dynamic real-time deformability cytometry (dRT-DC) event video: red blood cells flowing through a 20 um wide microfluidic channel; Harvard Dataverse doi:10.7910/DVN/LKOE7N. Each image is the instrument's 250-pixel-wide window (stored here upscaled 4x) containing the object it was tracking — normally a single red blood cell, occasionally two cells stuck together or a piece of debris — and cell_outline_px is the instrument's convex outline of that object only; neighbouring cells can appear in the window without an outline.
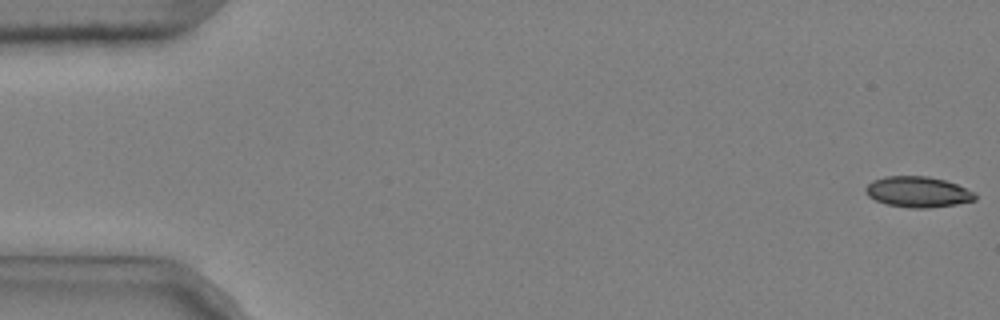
{"species": "common noctule bat (a hibernating species)", "species_latin": "Nyctalus noctula", "temperature_condition": "cold", "stored_images_in_passage": 52, "camera_frame_rate_fps": 3000, "um_per_image_px": 0.085, "animal": {"sex": "male", "body_mass_g": 20.4}, "frame": {"image": 1, "passage_image": 1, "time_ms": 0.0, "image_size_px": [1000, 320], "cell_outline_px": [[976, 200], [956, 204], [928, 208], [912, 208], [888, 204], [876, 200], [868, 196], [864, 192], [864, 188], [872, 180], [884, 176], [928, 176], [944, 180], [956, 184], [976, 192]], "centroid_in_image_um": [78.01, 16.3], "position_along_channel_um": 7.0, "area_um2": 19.65}}
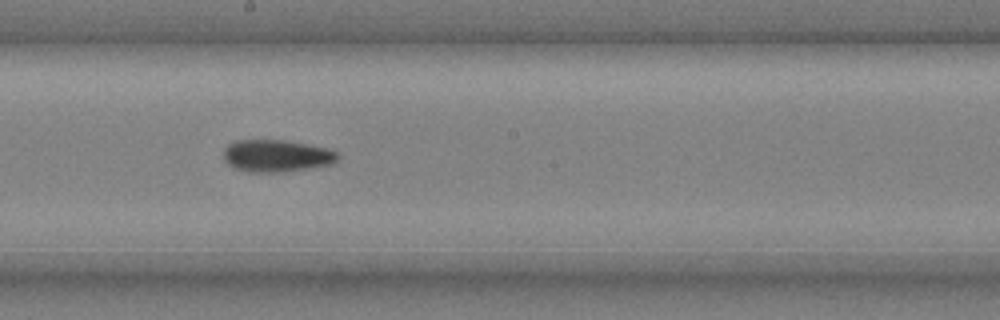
{"frame": {"image": 2, "passage_image": 30, "time_ms": 9.667, "image_size_px": [1000, 320], "cell_outline_px": [[340, 156], [332, 164], [308, 168], [280, 172], [248, 172], [232, 168], [224, 160], [224, 148], [228, 144], [236, 140], [284, 140], [308, 144], [328, 148], [340, 152]], "centroid_in_image_um": [23.51, 13.24], "position_along_channel_um": 224.7, "area_um2": 21.62}}
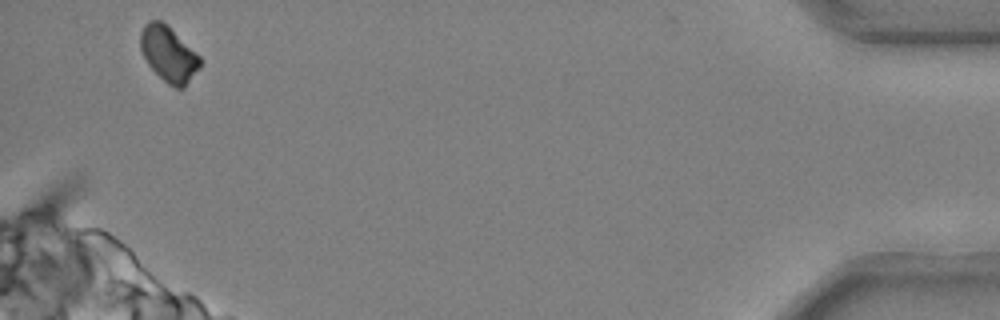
{"frame": {"image": 3, "passage_image": 51, "time_ms": 16.667, "image_size_px": [1000, 320], "cell_outline_px": [[200, 68], [184, 88], [176, 88], [168, 84], [148, 64], [140, 48], [140, 32], [144, 24], [148, 20], [160, 20], [168, 24], [200, 56]], "centroid_in_image_um": [14.33, 4.56], "position_along_channel_um": 420.9, "area_um2": 19.31}, "authors_computed_cell_mechanics": {"area_um2": 20.9525, "velocity_mm_per_s": 3.6988, "shape_relaxation_time_tau1_ms": 5.5571, "shape_relaxation_time_tau2_ms": 6.6999, "deformation_change_tau1": 0.1333, "deformation_change_tau2": 0.1021}}